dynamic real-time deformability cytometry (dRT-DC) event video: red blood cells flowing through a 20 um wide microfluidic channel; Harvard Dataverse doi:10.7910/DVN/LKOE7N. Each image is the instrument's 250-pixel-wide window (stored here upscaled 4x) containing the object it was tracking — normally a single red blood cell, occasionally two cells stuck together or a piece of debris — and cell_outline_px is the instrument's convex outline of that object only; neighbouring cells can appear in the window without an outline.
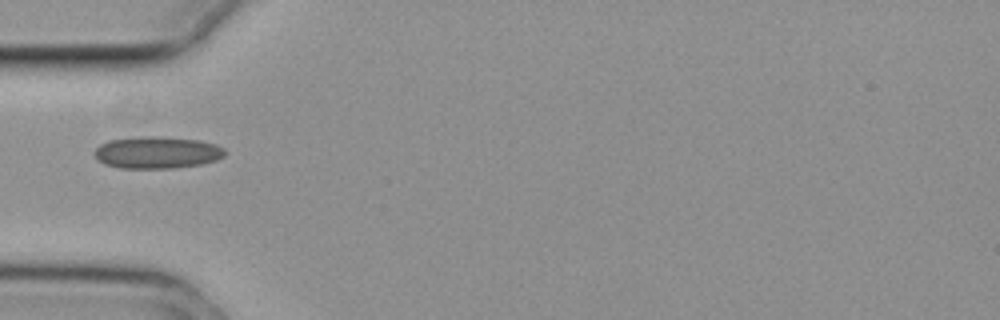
{"species": "common noctule bat (a hibernating species)", "species_latin": "Nyctalus noctula", "temperature_condition": "cold", "stored_images_in_passage": 38, "camera_frame_rate_fps": 3000, "um_per_image_px": 0.085, "animal": {"sex": "female", "body_mass_g": 29.2, "forearm_length_mm": 56.3}, "frame": {"image": 1, "passage_image": 1, "time_ms": 0.0, "image_size_px": [1000, 320], "cell_outline_px": [[224, 156], [216, 160], [200, 164], [172, 168], [120, 168], [104, 164], [92, 152], [100, 144], [108, 140], [140, 136], [160, 136], [200, 140], [216, 144], [224, 148]], "centroid_in_image_um": [13.33, 12.95], "position_along_channel_um": 71.7, "area_um2": 24.39}}
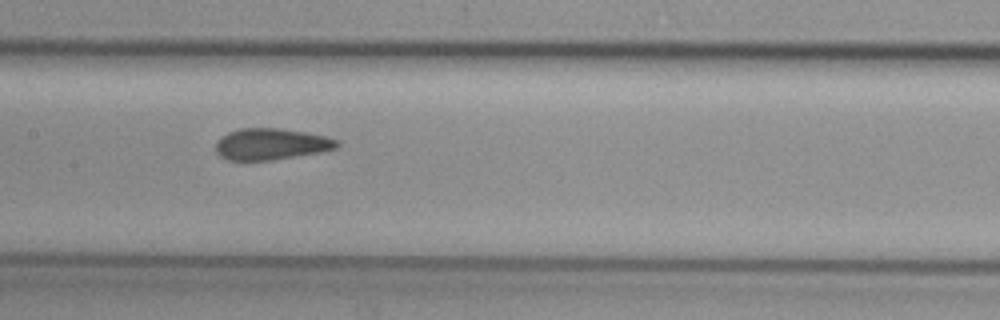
{"frame": {"image": 2, "passage_image": 10, "time_ms": 3.0, "image_size_px": [1000, 320], "cell_outline_px": [[340, 144], [336, 148], [320, 152], [272, 160], [228, 160], [220, 156], [216, 152], [216, 140], [220, 136], [228, 132], [240, 128], [280, 128], [328, 136], [340, 140]], "centroid_in_image_um": [23.05, 12.24], "position_along_channel_um": 184.4, "area_um2": 22.37}}
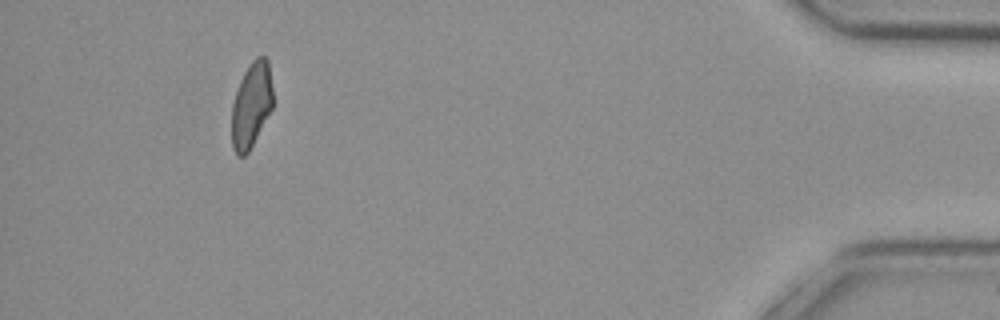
{"frame": {"image": 3, "passage_image": 34, "time_ms": 11.0, "image_size_px": [1000, 320], "cell_outline_px": [[272, 108], [248, 152], [244, 156], [236, 156], [232, 148], [232, 100], [236, 88], [248, 64], [256, 56], [264, 56], [268, 60], [272, 88]], "centroid_in_image_um": [21.34, 8.9], "position_along_channel_um": 413.9, "area_um2": 20.58}}